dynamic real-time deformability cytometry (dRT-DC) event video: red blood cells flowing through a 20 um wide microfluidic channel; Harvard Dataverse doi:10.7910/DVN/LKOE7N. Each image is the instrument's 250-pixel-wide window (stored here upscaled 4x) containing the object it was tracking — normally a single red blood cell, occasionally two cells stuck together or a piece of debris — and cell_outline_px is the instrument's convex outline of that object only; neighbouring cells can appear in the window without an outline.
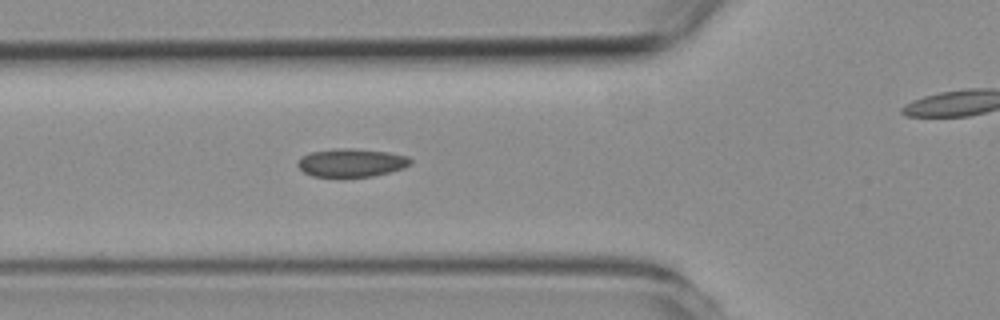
{"species": "common noctule bat (a hibernating species)", "species_latin": "Nyctalus noctula", "temperature_condition": "room temperature", "stored_images_in_passage": 6, "segment_of_instrument_passage": [1, 2], "camera_frame_rate_fps": 3000, "um_per_image_px": 0.085, "animal": {"sex": "female", "body_mass_g": 19.3, "forearm_length_mm": 54.1}, "frame": {"image": 1, "passage_image": 5, "time_ms": 5.667, "image_size_px": [1000, 320], "cell_outline_px": [[412, 164], [404, 168], [372, 176], [312, 176], [304, 172], [296, 164], [300, 156], [312, 152], [336, 148], [352, 148], [388, 152], [408, 156], [412, 160]], "centroid_in_image_um": [29.87, 13.81], "position_along_channel_um": 95.9, "area_um2": 18.5}}